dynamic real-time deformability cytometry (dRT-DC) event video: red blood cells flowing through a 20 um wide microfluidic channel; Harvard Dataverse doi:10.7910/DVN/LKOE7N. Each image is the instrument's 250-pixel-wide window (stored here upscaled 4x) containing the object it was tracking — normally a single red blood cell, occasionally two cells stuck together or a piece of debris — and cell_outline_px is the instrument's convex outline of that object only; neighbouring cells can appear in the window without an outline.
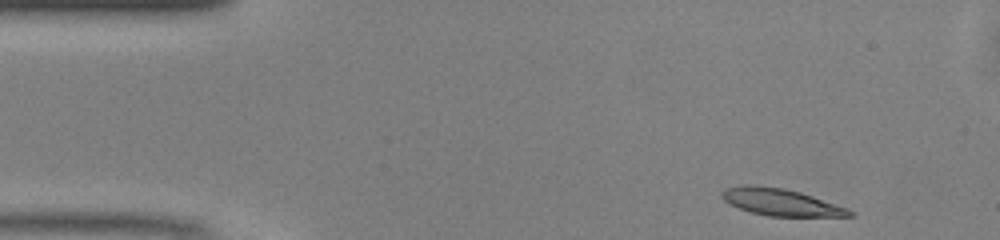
{"species": "common noctule bat (a hibernating species)", "species_latin": "Nyctalus noctula", "temperature_condition": "warm", "stored_images_in_passage": 45, "camera_frame_rate_fps": 3000, "um_per_image_px": 0.085, "animal": {"sex": "male", "body_mass_g": 13.0, "forearm_length_mm": 53.1}, "frame": {"image": 1, "passage_image": 1, "time_ms": 0.0, "image_size_px": [1000, 240], "cell_outline_px": [[856, 216], [768, 216], [752, 212], [740, 208], [724, 200], [720, 196], [720, 192], [728, 188], [744, 184], [748, 184], [784, 188], [800, 192], [848, 208], [856, 212]], "centroid_in_image_um": [66.4, 17.18], "position_along_channel_um": 18.6, "area_um2": 19.94}}
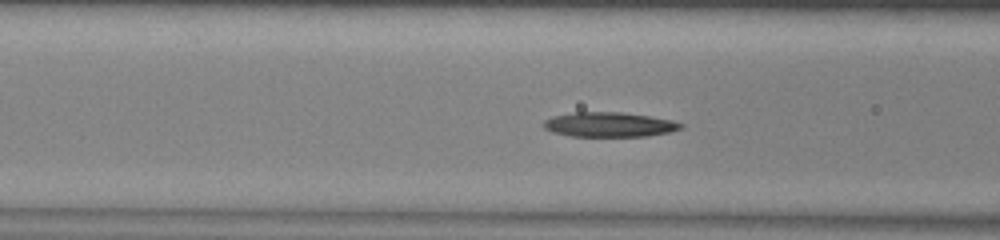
{"frame": {"image": 2, "passage_image": 14, "time_ms": 4.333, "image_size_px": [1000, 240], "cell_outline_px": [[684, 128], [672, 132], [648, 136], [572, 136], [552, 132], [544, 128], [540, 124], [544, 120], [552, 116], [576, 112], [620, 112], [648, 116], [672, 120], [684, 124]], "centroid_in_image_um": [51.79, 10.59], "position_along_channel_um": 114.8, "area_um2": 19.88}}
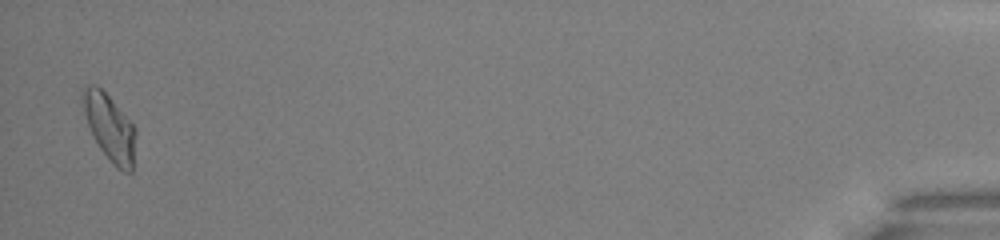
{"frame": {"image": 3, "passage_image": 44, "time_ms": 14.333, "image_size_px": [1000, 240], "cell_outline_px": [[136, 132], [132, 172], [124, 172], [116, 168], [112, 164], [100, 148], [88, 124], [84, 112], [80, 96], [80, 92], [84, 84], [96, 84], [112, 100], [136, 128]], "centroid_in_image_um": [9.3, 10.81], "position_along_channel_um": 425.9, "area_um2": 20.46}, "authors_computed_cell_mechanics": {"area_um2": 19.7676, "velocity_mm_per_s": 4.1111, "shape_relaxation_time_tau1_ms": 5.0295, "shape_relaxation_time_tau2_ms": 5.4362, "deformation_change_tau1": 0.1656, "deformation_change_tau2": 0.1328}}